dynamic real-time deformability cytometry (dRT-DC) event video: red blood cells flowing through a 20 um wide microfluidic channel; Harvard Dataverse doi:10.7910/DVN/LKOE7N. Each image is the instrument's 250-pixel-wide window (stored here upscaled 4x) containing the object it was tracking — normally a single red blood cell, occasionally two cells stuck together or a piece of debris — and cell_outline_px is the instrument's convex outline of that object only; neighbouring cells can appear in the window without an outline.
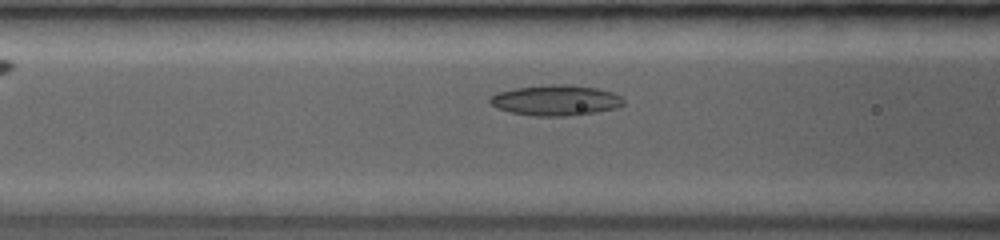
{"species": "common noctule bat (a hibernating species)", "species_latin": "Nyctalus noctula", "temperature_condition": "room temperature", "stored_images_in_passage": 41, "camera_frame_rate_fps": 3500, "um_per_image_px": 0.085, "animal": {"sex": "female", "body_mass_g": 19.0, "forearm_length_mm": 53.3}, "frame": {"image": 1, "passage_image": 9, "time_ms": 2.286, "image_size_px": [1000, 240], "cell_outline_px": [[624, 104], [612, 108], [592, 112], [564, 116], [536, 116], [512, 112], [500, 108], [492, 104], [488, 100], [492, 96], [500, 92], [516, 88], [552, 84], [564, 84], [596, 88], [612, 92], [620, 96], [624, 100]], "centroid_in_image_um": [47.24, 8.51], "position_along_channel_um": 119.4, "area_um2": 23.12}}
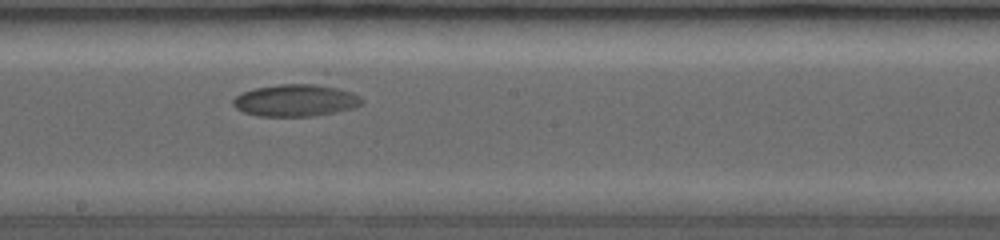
{"frame": {"image": 2, "passage_image": 19, "time_ms": 5.143, "image_size_px": [1000, 240], "cell_outline_px": [[364, 100], [360, 104], [352, 108], [312, 116], [260, 116], [244, 112], [236, 108], [232, 104], [232, 100], [236, 96], [244, 92], [256, 88], [280, 84], [312, 84], [336, 88], [352, 92]], "centroid_in_image_um": [25.09, 8.53], "position_along_channel_um": 223.1, "area_um2": 23.58}}
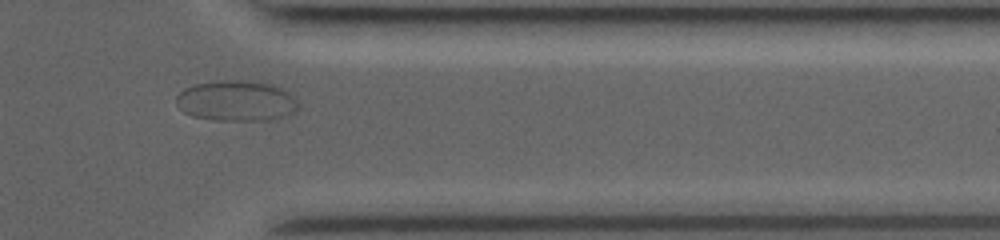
{"frame": {"image": 3, "passage_image": 35, "time_ms": 9.714, "image_size_px": [1000, 240], "cell_outline_px": [[300, 108], [296, 112], [288, 116], [276, 120], [216, 120], [192, 116], [184, 112], [176, 104], [176, 96], [184, 88], [192, 84], [216, 80], [236, 80], [272, 84], [288, 92], [300, 104]], "centroid_in_image_um": [20.11, 8.58], "position_along_channel_um": 391.3, "area_um2": 29.25}}